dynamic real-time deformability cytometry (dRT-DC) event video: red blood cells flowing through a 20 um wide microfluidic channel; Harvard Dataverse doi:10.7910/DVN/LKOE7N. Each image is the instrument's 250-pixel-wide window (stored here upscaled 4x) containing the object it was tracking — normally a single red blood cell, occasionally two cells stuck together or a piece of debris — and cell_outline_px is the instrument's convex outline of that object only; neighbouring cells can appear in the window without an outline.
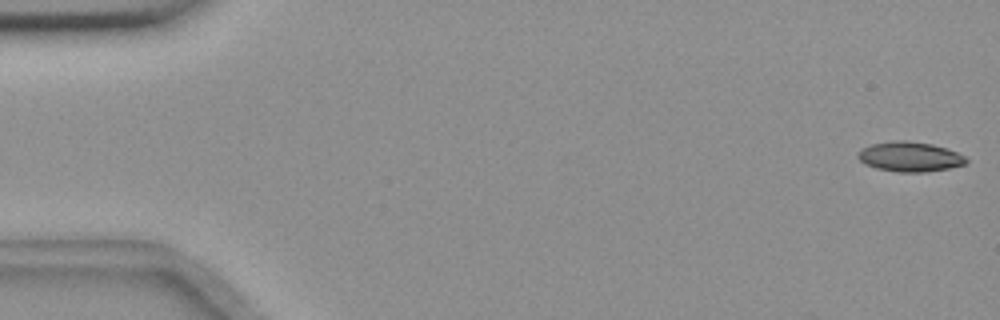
{"species": "common noctule bat (a hibernating species)", "species_latin": "Nyctalus noctula", "temperature_condition": "room temperature", "stored_images_in_passage": 4, "camera_frame_rate_fps": 3000, "um_per_image_px": 0.085, "animal": {"sex": "female", "body_mass_g": 18.4}, "frame": {"image": 1, "passage_image": 1, "time_ms": 0.0, "image_size_px": [1000, 320], "cell_outline_px": [[968, 160], [964, 164], [948, 168], [924, 172], [900, 172], [876, 168], [864, 164], [856, 156], [856, 152], [872, 144], [892, 140], [904, 140], [932, 144], [956, 152], [964, 156]], "centroid_in_image_um": [77.29, 13.32], "position_along_channel_um": 7.7, "area_um2": 18.67}}